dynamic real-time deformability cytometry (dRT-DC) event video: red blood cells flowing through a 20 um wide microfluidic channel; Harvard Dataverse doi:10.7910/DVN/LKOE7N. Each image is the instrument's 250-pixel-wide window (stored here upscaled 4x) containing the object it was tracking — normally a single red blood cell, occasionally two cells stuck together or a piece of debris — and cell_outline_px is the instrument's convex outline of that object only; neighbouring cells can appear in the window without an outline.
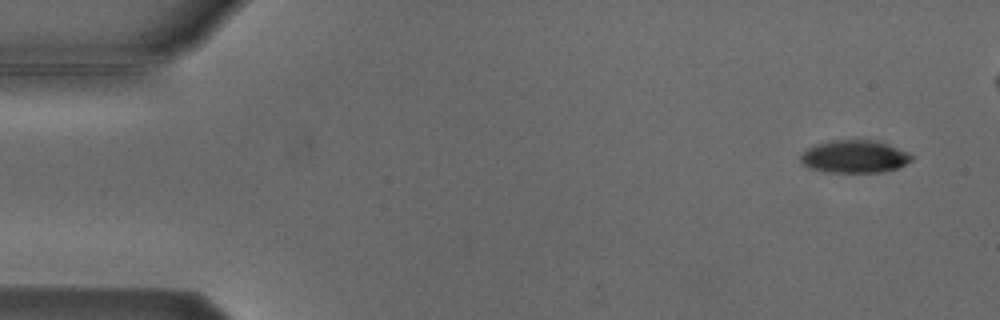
{"species": "Egyptian fruit bat (a non-hibernating species)", "species_latin": "Rousettus aegyptiacus", "temperature_condition": "cold", "stored_images_in_passage": 7, "camera_frame_rate_fps": 3000, "um_per_image_px": 0.085, "animal": {"sex": "male"}, "frame": {"image": 1, "passage_image": 1, "time_ms": 0.0, "image_size_px": [1000, 320], "cell_outline_px": [[912, 160], [900, 168], [880, 172], [824, 172], [808, 168], [800, 164], [800, 156], [808, 148], [816, 144], [828, 140], [876, 140], [888, 144], [908, 152], [912, 156]], "centroid_in_image_um": [72.61, 13.31], "position_along_channel_um": 12.4, "area_um2": 21.39}}
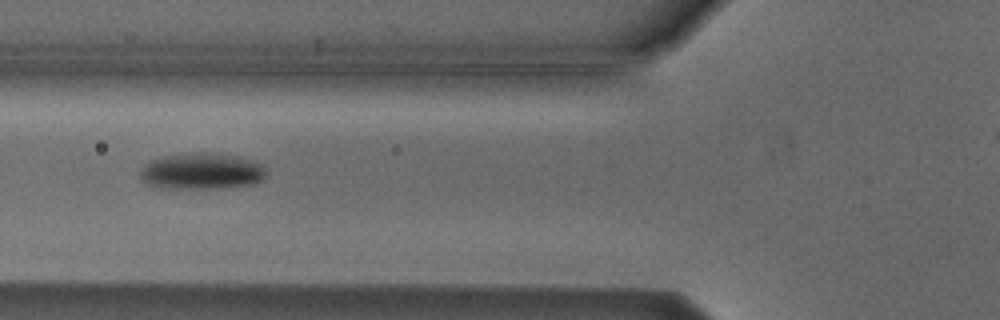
{"frame": {"image": 2, "passage_image": 6, "time_ms": 5.667, "image_size_px": [1000, 320], "cell_outline_px": [[264, 176], [260, 180], [252, 184], [224, 188], [160, 188], [144, 184], [140, 176], [140, 168], [144, 164], [152, 160], [164, 156], [200, 152], [236, 156], [252, 160], [264, 164]], "centroid_in_image_um": [17.09, 14.56], "position_along_channel_um": 108.7, "area_um2": 26.65}}
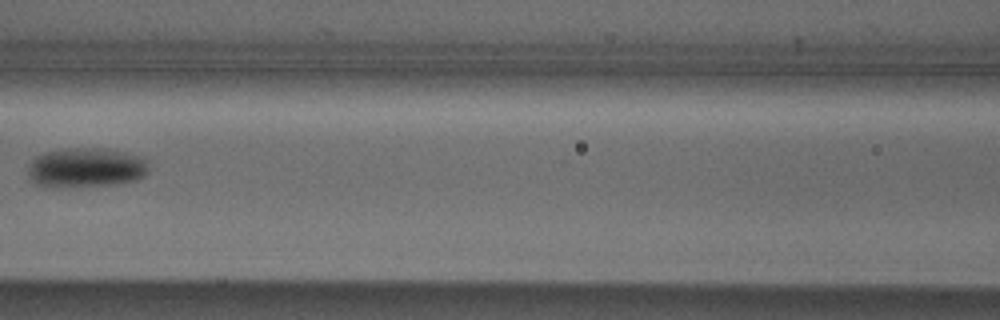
{"frame": {"image": 3, "passage_image": 7, "time_ms": 7.0, "image_size_px": [1000, 320], "cell_outline_px": [[148, 172], [144, 176], [136, 180], [124, 184], [64, 188], [56, 188], [36, 184], [32, 180], [28, 172], [28, 168], [32, 160], [36, 156], [44, 152], [68, 148], [100, 148], [124, 152], [140, 156], [148, 160]], "centroid_in_image_um": [7.33, 14.27], "position_along_channel_um": 159.3, "area_um2": 28.44}}